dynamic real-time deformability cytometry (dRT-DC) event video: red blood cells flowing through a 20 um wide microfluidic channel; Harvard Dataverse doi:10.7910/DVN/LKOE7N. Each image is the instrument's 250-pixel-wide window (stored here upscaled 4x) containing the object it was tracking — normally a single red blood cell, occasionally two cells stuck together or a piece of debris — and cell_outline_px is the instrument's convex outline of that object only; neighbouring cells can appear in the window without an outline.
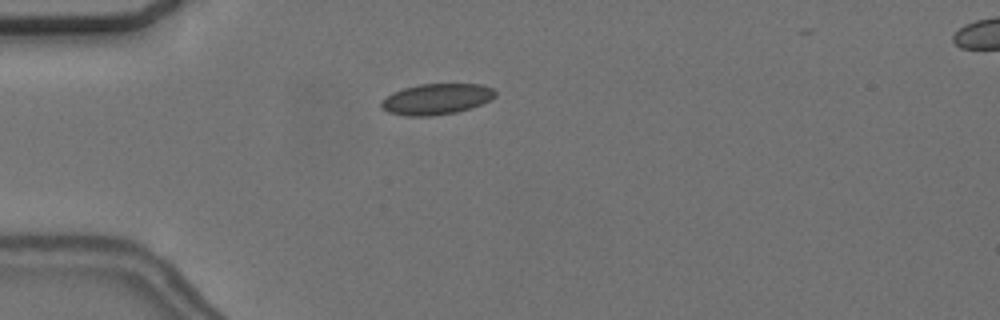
{"species": "common noctule bat (a hibernating species)", "species_latin": "Nyctalus noctula", "temperature_condition": "cold", "stored_images_in_passage": 10, "camera_frame_rate_fps": 3000, "um_per_image_px": 0.085, "animal": {"sex": "female", "body_mass_g": 24.6, "forearm_length_mm": 56.2}, "frame": {"image": 1, "passage_image": 7, "time_ms": 2.0, "image_size_px": [1000, 320], "cell_outline_px": [[496, 96], [472, 108], [456, 112], [432, 116], [404, 116], [388, 112], [380, 108], [380, 100], [392, 92], [404, 88], [420, 84], [484, 84], [492, 88], [496, 92]], "centroid_in_image_um": [37.06, 8.42], "position_along_channel_um": 47.9, "area_um2": 20.69}}